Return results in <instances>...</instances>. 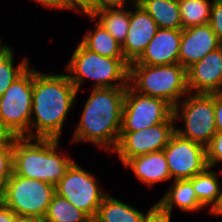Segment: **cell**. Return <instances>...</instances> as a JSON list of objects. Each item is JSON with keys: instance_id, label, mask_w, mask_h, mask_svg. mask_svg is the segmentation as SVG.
Wrapping results in <instances>:
<instances>
[{"instance_id": "1", "label": "cell", "mask_w": 222, "mask_h": 222, "mask_svg": "<svg viewBox=\"0 0 222 222\" xmlns=\"http://www.w3.org/2000/svg\"><path fill=\"white\" fill-rule=\"evenodd\" d=\"M78 91L67 74H47L33 68V94L28 138L60 139Z\"/></svg>"}, {"instance_id": "2", "label": "cell", "mask_w": 222, "mask_h": 222, "mask_svg": "<svg viewBox=\"0 0 222 222\" xmlns=\"http://www.w3.org/2000/svg\"><path fill=\"white\" fill-rule=\"evenodd\" d=\"M126 87L91 88L71 142H89L113 151L121 130Z\"/></svg>"}, {"instance_id": "3", "label": "cell", "mask_w": 222, "mask_h": 222, "mask_svg": "<svg viewBox=\"0 0 222 222\" xmlns=\"http://www.w3.org/2000/svg\"><path fill=\"white\" fill-rule=\"evenodd\" d=\"M59 139L13 137V172L56 185L75 161L59 151Z\"/></svg>"}, {"instance_id": "4", "label": "cell", "mask_w": 222, "mask_h": 222, "mask_svg": "<svg viewBox=\"0 0 222 222\" xmlns=\"http://www.w3.org/2000/svg\"><path fill=\"white\" fill-rule=\"evenodd\" d=\"M129 63L125 58L104 57L87 49L81 42L66 65L69 80L80 91L88 79L92 88H117L129 85Z\"/></svg>"}, {"instance_id": "5", "label": "cell", "mask_w": 222, "mask_h": 222, "mask_svg": "<svg viewBox=\"0 0 222 222\" xmlns=\"http://www.w3.org/2000/svg\"><path fill=\"white\" fill-rule=\"evenodd\" d=\"M129 85L138 93L165 100L173 108L189 93L187 70L179 63L130 64Z\"/></svg>"}, {"instance_id": "6", "label": "cell", "mask_w": 222, "mask_h": 222, "mask_svg": "<svg viewBox=\"0 0 222 222\" xmlns=\"http://www.w3.org/2000/svg\"><path fill=\"white\" fill-rule=\"evenodd\" d=\"M54 194V185L19 176L13 172L7 181L0 201L19 218L41 222Z\"/></svg>"}, {"instance_id": "7", "label": "cell", "mask_w": 222, "mask_h": 222, "mask_svg": "<svg viewBox=\"0 0 222 222\" xmlns=\"http://www.w3.org/2000/svg\"><path fill=\"white\" fill-rule=\"evenodd\" d=\"M186 96L173 108L175 121L180 119L185 126L175 127V132L206 147L217 133L214 93L189 92Z\"/></svg>"}, {"instance_id": "8", "label": "cell", "mask_w": 222, "mask_h": 222, "mask_svg": "<svg viewBox=\"0 0 222 222\" xmlns=\"http://www.w3.org/2000/svg\"><path fill=\"white\" fill-rule=\"evenodd\" d=\"M33 94V69L28 68L0 97V125L9 137H28Z\"/></svg>"}, {"instance_id": "9", "label": "cell", "mask_w": 222, "mask_h": 222, "mask_svg": "<svg viewBox=\"0 0 222 222\" xmlns=\"http://www.w3.org/2000/svg\"><path fill=\"white\" fill-rule=\"evenodd\" d=\"M99 184L93 173L74 161L55 185V193L70 201L90 218H95L99 206L108 195Z\"/></svg>"}, {"instance_id": "10", "label": "cell", "mask_w": 222, "mask_h": 222, "mask_svg": "<svg viewBox=\"0 0 222 222\" xmlns=\"http://www.w3.org/2000/svg\"><path fill=\"white\" fill-rule=\"evenodd\" d=\"M175 121L173 107L165 100L126 87L120 132H135L150 126Z\"/></svg>"}, {"instance_id": "11", "label": "cell", "mask_w": 222, "mask_h": 222, "mask_svg": "<svg viewBox=\"0 0 222 222\" xmlns=\"http://www.w3.org/2000/svg\"><path fill=\"white\" fill-rule=\"evenodd\" d=\"M171 179H191L208 165L206 147L174 132L163 149Z\"/></svg>"}, {"instance_id": "12", "label": "cell", "mask_w": 222, "mask_h": 222, "mask_svg": "<svg viewBox=\"0 0 222 222\" xmlns=\"http://www.w3.org/2000/svg\"><path fill=\"white\" fill-rule=\"evenodd\" d=\"M175 123L176 121H164L135 132H120L117 146L112 153H117L124 164L130 158L162 151L175 132Z\"/></svg>"}, {"instance_id": "13", "label": "cell", "mask_w": 222, "mask_h": 222, "mask_svg": "<svg viewBox=\"0 0 222 222\" xmlns=\"http://www.w3.org/2000/svg\"><path fill=\"white\" fill-rule=\"evenodd\" d=\"M130 10V24L127 37L121 45L122 53L130 64L143 53L158 30V25L146 10L137 2Z\"/></svg>"}, {"instance_id": "14", "label": "cell", "mask_w": 222, "mask_h": 222, "mask_svg": "<svg viewBox=\"0 0 222 222\" xmlns=\"http://www.w3.org/2000/svg\"><path fill=\"white\" fill-rule=\"evenodd\" d=\"M187 88L191 93L222 91V46L187 69Z\"/></svg>"}, {"instance_id": "15", "label": "cell", "mask_w": 222, "mask_h": 222, "mask_svg": "<svg viewBox=\"0 0 222 222\" xmlns=\"http://www.w3.org/2000/svg\"><path fill=\"white\" fill-rule=\"evenodd\" d=\"M222 44L209 23L181 30L179 64L186 70Z\"/></svg>"}, {"instance_id": "16", "label": "cell", "mask_w": 222, "mask_h": 222, "mask_svg": "<svg viewBox=\"0 0 222 222\" xmlns=\"http://www.w3.org/2000/svg\"><path fill=\"white\" fill-rule=\"evenodd\" d=\"M181 30L158 28L142 55L130 64L167 65L179 63Z\"/></svg>"}, {"instance_id": "17", "label": "cell", "mask_w": 222, "mask_h": 222, "mask_svg": "<svg viewBox=\"0 0 222 222\" xmlns=\"http://www.w3.org/2000/svg\"><path fill=\"white\" fill-rule=\"evenodd\" d=\"M123 165L130 168L140 183L147 187L171 180L163 150L130 158Z\"/></svg>"}, {"instance_id": "18", "label": "cell", "mask_w": 222, "mask_h": 222, "mask_svg": "<svg viewBox=\"0 0 222 222\" xmlns=\"http://www.w3.org/2000/svg\"><path fill=\"white\" fill-rule=\"evenodd\" d=\"M163 197L157 202L163 209L172 213L174 205L184 212H199L205 209L198 201L193 189L192 178L173 180Z\"/></svg>"}, {"instance_id": "19", "label": "cell", "mask_w": 222, "mask_h": 222, "mask_svg": "<svg viewBox=\"0 0 222 222\" xmlns=\"http://www.w3.org/2000/svg\"><path fill=\"white\" fill-rule=\"evenodd\" d=\"M157 23L158 28L182 30L179 4L173 0H136Z\"/></svg>"}, {"instance_id": "20", "label": "cell", "mask_w": 222, "mask_h": 222, "mask_svg": "<svg viewBox=\"0 0 222 222\" xmlns=\"http://www.w3.org/2000/svg\"><path fill=\"white\" fill-rule=\"evenodd\" d=\"M207 166L202 172L192 178L193 189L196 192L199 203L204 207L209 206L211 213L218 205L222 194L218 172Z\"/></svg>"}, {"instance_id": "21", "label": "cell", "mask_w": 222, "mask_h": 222, "mask_svg": "<svg viewBox=\"0 0 222 222\" xmlns=\"http://www.w3.org/2000/svg\"><path fill=\"white\" fill-rule=\"evenodd\" d=\"M91 22L101 24L121 45L127 37L130 24V9L113 8L95 12L87 16Z\"/></svg>"}, {"instance_id": "22", "label": "cell", "mask_w": 222, "mask_h": 222, "mask_svg": "<svg viewBox=\"0 0 222 222\" xmlns=\"http://www.w3.org/2000/svg\"><path fill=\"white\" fill-rule=\"evenodd\" d=\"M80 41L87 49L109 58H124L121 44L97 21Z\"/></svg>"}, {"instance_id": "23", "label": "cell", "mask_w": 222, "mask_h": 222, "mask_svg": "<svg viewBox=\"0 0 222 222\" xmlns=\"http://www.w3.org/2000/svg\"><path fill=\"white\" fill-rule=\"evenodd\" d=\"M145 213L109 194L99 206L97 222H141Z\"/></svg>"}, {"instance_id": "24", "label": "cell", "mask_w": 222, "mask_h": 222, "mask_svg": "<svg viewBox=\"0 0 222 222\" xmlns=\"http://www.w3.org/2000/svg\"><path fill=\"white\" fill-rule=\"evenodd\" d=\"M89 219L85 212L55 193L41 222H87Z\"/></svg>"}, {"instance_id": "25", "label": "cell", "mask_w": 222, "mask_h": 222, "mask_svg": "<svg viewBox=\"0 0 222 222\" xmlns=\"http://www.w3.org/2000/svg\"><path fill=\"white\" fill-rule=\"evenodd\" d=\"M213 0H187L179 4L183 29L210 22Z\"/></svg>"}, {"instance_id": "26", "label": "cell", "mask_w": 222, "mask_h": 222, "mask_svg": "<svg viewBox=\"0 0 222 222\" xmlns=\"http://www.w3.org/2000/svg\"><path fill=\"white\" fill-rule=\"evenodd\" d=\"M13 62V50L0 62V97L29 68L27 58H23L17 66Z\"/></svg>"}, {"instance_id": "27", "label": "cell", "mask_w": 222, "mask_h": 222, "mask_svg": "<svg viewBox=\"0 0 222 222\" xmlns=\"http://www.w3.org/2000/svg\"><path fill=\"white\" fill-rule=\"evenodd\" d=\"M13 173V137L0 143V197Z\"/></svg>"}, {"instance_id": "28", "label": "cell", "mask_w": 222, "mask_h": 222, "mask_svg": "<svg viewBox=\"0 0 222 222\" xmlns=\"http://www.w3.org/2000/svg\"><path fill=\"white\" fill-rule=\"evenodd\" d=\"M206 161L212 168L222 163V132H217L206 146Z\"/></svg>"}, {"instance_id": "29", "label": "cell", "mask_w": 222, "mask_h": 222, "mask_svg": "<svg viewBox=\"0 0 222 222\" xmlns=\"http://www.w3.org/2000/svg\"><path fill=\"white\" fill-rule=\"evenodd\" d=\"M130 2L135 3L136 0H89L88 8L83 14L86 16H92L99 10L128 7L127 4L130 5Z\"/></svg>"}, {"instance_id": "30", "label": "cell", "mask_w": 222, "mask_h": 222, "mask_svg": "<svg viewBox=\"0 0 222 222\" xmlns=\"http://www.w3.org/2000/svg\"><path fill=\"white\" fill-rule=\"evenodd\" d=\"M209 24L222 44V0H213Z\"/></svg>"}, {"instance_id": "31", "label": "cell", "mask_w": 222, "mask_h": 222, "mask_svg": "<svg viewBox=\"0 0 222 222\" xmlns=\"http://www.w3.org/2000/svg\"><path fill=\"white\" fill-rule=\"evenodd\" d=\"M172 213L163 209L158 203L144 214L141 222H171Z\"/></svg>"}, {"instance_id": "32", "label": "cell", "mask_w": 222, "mask_h": 222, "mask_svg": "<svg viewBox=\"0 0 222 222\" xmlns=\"http://www.w3.org/2000/svg\"><path fill=\"white\" fill-rule=\"evenodd\" d=\"M89 5V0H60V10H73L84 12Z\"/></svg>"}, {"instance_id": "33", "label": "cell", "mask_w": 222, "mask_h": 222, "mask_svg": "<svg viewBox=\"0 0 222 222\" xmlns=\"http://www.w3.org/2000/svg\"><path fill=\"white\" fill-rule=\"evenodd\" d=\"M214 113L217 132H222V91L214 93Z\"/></svg>"}, {"instance_id": "34", "label": "cell", "mask_w": 222, "mask_h": 222, "mask_svg": "<svg viewBox=\"0 0 222 222\" xmlns=\"http://www.w3.org/2000/svg\"><path fill=\"white\" fill-rule=\"evenodd\" d=\"M19 217L0 201V222H16Z\"/></svg>"}, {"instance_id": "35", "label": "cell", "mask_w": 222, "mask_h": 222, "mask_svg": "<svg viewBox=\"0 0 222 222\" xmlns=\"http://www.w3.org/2000/svg\"><path fill=\"white\" fill-rule=\"evenodd\" d=\"M36 1V5L39 6V4L45 8H53L60 10V0H31Z\"/></svg>"}, {"instance_id": "36", "label": "cell", "mask_w": 222, "mask_h": 222, "mask_svg": "<svg viewBox=\"0 0 222 222\" xmlns=\"http://www.w3.org/2000/svg\"><path fill=\"white\" fill-rule=\"evenodd\" d=\"M12 47L2 43L0 41V62L12 51Z\"/></svg>"}, {"instance_id": "37", "label": "cell", "mask_w": 222, "mask_h": 222, "mask_svg": "<svg viewBox=\"0 0 222 222\" xmlns=\"http://www.w3.org/2000/svg\"><path fill=\"white\" fill-rule=\"evenodd\" d=\"M210 215H214V216H222V194H221V198L219 200L218 205L214 208V210L209 213Z\"/></svg>"}, {"instance_id": "38", "label": "cell", "mask_w": 222, "mask_h": 222, "mask_svg": "<svg viewBox=\"0 0 222 222\" xmlns=\"http://www.w3.org/2000/svg\"><path fill=\"white\" fill-rule=\"evenodd\" d=\"M9 138V136L7 135V133L2 129L1 125H0V143L7 140Z\"/></svg>"}, {"instance_id": "39", "label": "cell", "mask_w": 222, "mask_h": 222, "mask_svg": "<svg viewBox=\"0 0 222 222\" xmlns=\"http://www.w3.org/2000/svg\"><path fill=\"white\" fill-rule=\"evenodd\" d=\"M16 222H40L33 219L18 218Z\"/></svg>"}, {"instance_id": "40", "label": "cell", "mask_w": 222, "mask_h": 222, "mask_svg": "<svg viewBox=\"0 0 222 222\" xmlns=\"http://www.w3.org/2000/svg\"><path fill=\"white\" fill-rule=\"evenodd\" d=\"M173 1H175V2L178 3V4H180V3L185 2V1H187V0H173Z\"/></svg>"}, {"instance_id": "41", "label": "cell", "mask_w": 222, "mask_h": 222, "mask_svg": "<svg viewBox=\"0 0 222 222\" xmlns=\"http://www.w3.org/2000/svg\"><path fill=\"white\" fill-rule=\"evenodd\" d=\"M87 222H97V220L95 218H91Z\"/></svg>"}]
</instances>
